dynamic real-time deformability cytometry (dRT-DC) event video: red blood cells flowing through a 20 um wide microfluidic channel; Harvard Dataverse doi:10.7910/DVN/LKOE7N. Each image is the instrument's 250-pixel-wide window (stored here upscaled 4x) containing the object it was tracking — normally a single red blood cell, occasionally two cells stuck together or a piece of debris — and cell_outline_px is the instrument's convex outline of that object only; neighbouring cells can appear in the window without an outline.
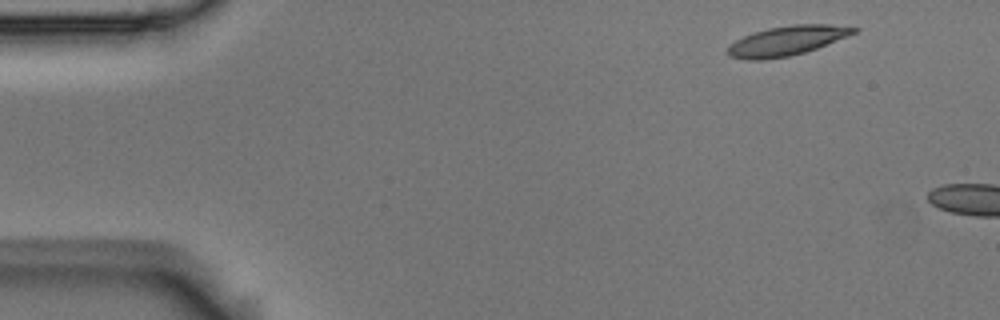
{"species": "Egyptian fruit bat (a non-hibernating species)", "species_latin": "Rousettus aegyptiacus", "temperature_condition": "room temperature", "stored_images_in_passage": 2, "camera_frame_rate_fps": 3000, "um_per_image_px": 0.085, "animal": {"sex": "male"}, "frame": {"image": 1, "passage_image": 1, "time_ms": 0.0, "image_size_px": [1000, 320], "cell_outline_px": [[860, 28], [856, 32], [848, 36], [816, 48], [804, 52], [788, 56], [764, 60], [748, 60], [728, 56], [728, 48], [736, 40], [752, 32], [768, 28], [792, 24], [828, 24]], "centroid_in_image_um": [66.88, 3.46], "position_along_channel_um": 18.1, "area_um2": 21.56}}